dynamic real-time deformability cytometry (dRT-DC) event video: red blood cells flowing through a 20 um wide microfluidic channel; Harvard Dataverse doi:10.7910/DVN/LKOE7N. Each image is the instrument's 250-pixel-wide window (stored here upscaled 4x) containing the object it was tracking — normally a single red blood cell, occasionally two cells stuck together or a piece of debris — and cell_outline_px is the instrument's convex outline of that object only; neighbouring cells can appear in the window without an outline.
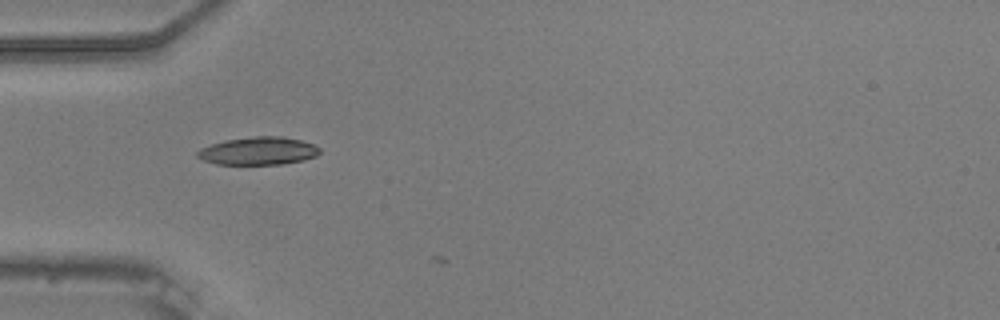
{"species": "common noctule bat (a hibernating species)", "species_latin": "Nyctalus noctula", "temperature_condition": "warm", "stored_images_in_passage": 2, "camera_frame_rate_fps": 3000, "um_per_image_px": 0.085, "animal": {"sex": "male", "body_mass_g": 20.5, "forearm_length_mm": 52.5}, "frame": {"image": 1, "passage_image": 1, "time_ms": 0.0, "image_size_px": [1000, 320], "cell_outline_px": [[320, 152], [316, 156], [304, 160], [280, 164], [216, 164], [204, 160], [196, 156], [196, 152], [200, 148], [212, 144], [228, 140], [256, 136], [280, 136], [300, 140], [312, 144], [320, 148]], "centroid_in_image_um": [21.96, 12.83], "position_along_channel_um": 63.0, "area_um2": 19.65}}